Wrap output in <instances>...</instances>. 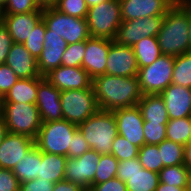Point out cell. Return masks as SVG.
Returning a JSON list of instances; mask_svg holds the SVG:
<instances>
[{
    "instance_id": "cell-1",
    "label": "cell",
    "mask_w": 191,
    "mask_h": 191,
    "mask_svg": "<svg viewBox=\"0 0 191 191\" xmlns=\"http://www.w3.org/2000/svg\"><path fill=\"white\" fill-rule=\"evenodd\" d=\"M98 109L113 111L138 105L143 94L137 76L100 75L92 83Z\"/></svg>"
},
{
    "instance_id": "cell-2",
    "label": "cell",
    "mask_w": 191,
    "mask_h": 191,
    "mask_svg": "<svg viewBox=\"0 0 191 191\" xmlns=\"http://www.w3.org/2000/svg\"><path fill=\"white\" fill-rule=\"evenodd\" d=\"M157 40L164 55L177 57L191 51L188 6L182 0L165 14Z\"/></svg>"
},
{
    "instance_id": "cell-3",
    "label": "cell",
    "mask_w": 191,
    "mask_h": 191,
    "mask_svg": "<svg viewBox=\"0 0 191 191\" xmlns=\"http://www.w3.org/2000/svg\"><path fill=\"white\" fill-rule=\"evenodd\" d=\"M90 148L100 154H111L113 140L118 135L113 111L98 109L86 121L78 125Z\"/></svg>"
},
{
    "instance_id": "cell-4",
    "label": "cell",
    "mask_w": 191,
    "mask_h": 191,
    "mask_svg": "<svg viewBox=\"0 0 191 191\" xmlns=\"http://www.w3.org/2000/svg\"><path fill=\"white\" fill-rule=\"evenodd\" d=\"M8 132L36 138L42 125L36 104L2 103L0 108Z\"/></svg>"
},
{
    "instance_id": "cell-5",
    "label": "cell",
    "mask_w": 191,
    "mask_h": 191,
    "mask_svg": "<svg viewBox=\"0 0 191 191\" xmlns=\"http://www.w3.org/2000/svg\"><path fill=\"white\" fill-rule=\"evenodd\" d=\"M86 20L91 37L114 40L122 23L119 0H106L88 8Z\"/></svg>"
},
{
    "instance_id": "cell-6",
    "label": "cell",
    "mask_w": 191,
    "mask_h": 191,
    "mask_svg": "<svg viewBox=\"0 0 191 191\" xmlns=\"http://www.w3.org/2000/svg\"><path fill=\"white\" fill-rule=\"evenodd\" d=\"M77 129L76 124L64 119L42 122L35 138V145L42 152L63 155L68 158V148L71 147V139Z\"/></svg>"
},
{
    "instance_id": "cell-7",
    "label": "cell",
    "mask_w": 191,
    "mask_h": 191,
    "mask_svg": "<svg viewBox=\"0 0 191 191\" xmlns=\"http://www.w3.org/2000/svg\"><path fill=\"white\" fill-rule=\"evenodd\" d=\"M42 18L50 33L62 37L67 44L87 40L90 37L87 20L59 12L54 7L43 8Z\"/></svg>"
},
{
    "instance_id": "cell-8",
    "label": "cell",
    "mask_w": 191,
    "mask_h": 191,
    "mask_svg": "<svg viewBox=\"0 0 191 191\" xmlns=\"http://www.w3.org/2000/svg\"><path fill=\"white\" fill-rule=\"evenodd\" d=\"M60 101L63 119L77 126L98 110L93 88L62 91Z\"/></svg>"
},
{
    "instance_id": "cell-9",
    "label": "cell",
    "mask_w": 191,
    "mask_h": 191,
    "mask_svg": "<svg viewBox=\"0 0 191 191\" xmlns=\"http://www.w3.org/2000/svg\"><path fill=\"white\" fill-rule=\"evenodd\" d=\"M175 57L162 54L151 65L138 70V80L143 95L160 94L172 83Z\"/></svg>"
},
{
    "instance_id": "cell-10",
    "label": "cell",
    "mask_w": 191,
    "mask_h": 191,
    "mask_svg": "<svg viewBox=\"0 0 191 191\" xmlns=\"http://www.w3.org/2000/svg\"><path fill=\"white\" fill-rule=\"evenodd\" d=\"M164 16H151L122 21L117 29L114 42L122 46H133L142 38L157 37Z\"/></svg>"
},
{
    "instance_id": "cell-11",
    "label": "cell",
    "mask_w": 191,
    "mask_h": 191,
    "mask_svg": "<svg viewBox=\"0 0 191 191\" xmlns=\"http://www.w3.org/2000/svg\"><path fill=\"white\" fill-rule=\"evenodd\" d=\"M100 153L90 149L78 158H67L65 164L64 180L76 183L86 191L91 188Z\"/></svg>"
},
{
    "instance_id": "cell-12",
    "label": "cell",
    "mask_w": 191,
    "mask_h": 191,
    "mask_svg": "<svg viewBox=\"0 0 191 191\" xmlns=\"http://www.w3.org/2000/svg\"><path fill=\"white\" fill-rule=\"evenodd\" d=\"M118 134L131 144L141 148L145 144L144 120L138 105L113 110Z\"/></svg>"
},
{
    "instance_id": "cell-13",
    "label": "cell",
    "mask_w": 191,
    "mask_h": 191,
    "mask_svg": "<svg viewBox=\"0 0 191 191\" xmlns=\"http://www.w3.org/2000/svg\"><path fill=\"white\" fill-rule=\"evenodd\" d=\"M61 91L46 78L38 77L36 106L42 122H52L63 119L60 101Z\"/></svg>"
},
{
    "instance_id": "cell-14",
    "label": "cell",
    "mask_w": 191,
    "mask_h": 191,
    "mask_svg": "<svg viewBox=\"0 0 191 191\" xmlns=\"http://www.w3.org/2000/svg\"><path fill=\"white\" fill-rule=\"evenodd\" d=\"M178 0H119L122 21L165 16Z\"/></svg>"
},
{
    "instance_id": "cell-15",
    "label": "cell",
    "mask_w": 191,
    "mask_h": 191,
    "mask_svg": "<svg viewBox=\"0 0 191 191\" xmlns=\"http://www.w3.org/2000/svg\"><path fill=\"white\" fill-rule=\"evenodd\" d=\"M138 65L133 48L122 46L110 40V49L107 55L106 74L113 76H137Z\"/></svg>"
},
{
    "instance_id": "cell-16",
    "label": "cell",
    "mask_w": 191,
    "mask_h": 191,
    "mask_svg": "<svg viewBox=\"0 0 191 191\" xmlns=\"http://www.w3.org/2000/svg\"><path fill=\"white\" fill-rule=\"evenodd\" d=\"M58 90H82L93 88V79L82 67L59 66L44 76Z\"/></svg>"
},
{
    "instance_id": "cell-17",
    "label": "cell",
    "mask_w": 191,
    "mask_h": 191,
    "mask_svg": "<svg viewBox=\"0 0 191 191\" xmlns=\"http://www.w3.org/2000/svg\"><path fill=\"white\" fill-rule=\"evenodd\" d=\"M109 49L110 39L90 36L86 40L85 56L81 67L92 79L106 74V63Z\"/></svg>"
},
{
    "instance_id": "cell-18",
    "label": "cell",
    "mask_w": 191,
    "mask_h": 191,
    "mask_svg": "<svg viewBox=\"0 0 191 191\" xmlns=\"http://www.w3.org/2000/svg\"><path fill=\"white\" fill-rule=\"evenodd\" d=\"M34 145V139L8 133L0 144V168L12 170Z\"/></svg>"
},
{
    "instance_id": "cell-19",
    "label": "cell",
    "mask_w": 191,
    "mask_h": 191,
    "mask_svg": "<svg viewBox=\"0 0 191 191\" xmlns=\"http://www.w3.org/2000/svg\"><path fill=\"white\" fill-rule=\"evenodd\" d=\"M44 40L43 50L37 59L38 70L43 77L51 70L61 66V58L68 45L62 37L55 33H50V29L47 26Z\"/></svg>"
},
{
    "instance_id": "cell-20",
    "label": "cell",
    "mask_w": 191,
    "mask_h": 191,
    "mask_svg": "<svg viewBox=\"0 0 191 191\" xmlns=\"http://www.w3.org/2000/svg\"><path fill=\"white\" fill-rule=\"evenodd\" d=\"M159 95L164 100L169 119L191 117V88L171 83Z\"/></svg>"
},
{
    "instance_id": "cell-21",
    "label": "cell",
    "mask_w": 191,
    "mask_h": 191,
    "mask_svg": "<svg viewBox=\"0 0 191 191\" xmlns=\"http://www.w3.org/2000/svg\"><path fill=\"white\" fill-rule=\"evenodd\" d=\"M5 64L19 79L42 77L38 70L37 59L31 55L24 44H12Z\"/></svg>"
},
{
    "instance_id": "cell-22",
    "label": "cell",
    "mask_w": 191,
    "mask_h": 191,
    "mask_svg": "<svg viewBox=\"0 0 191 191\" xmlns=\"http://www.w3.org/2000/svg\"><path fill=\"white\" fill-rule=\"evenodd\" d=\"M43 11L3 15V24L7 27L14 43L24 44L33 28L42 19Z\"/></svg>"
},
{
    "instance_id": "cell-23",
    "label": "cell",
    "mask_w": 191,
    "mask_h": 191,
    "mask_svg": "<svg viewBox=\"0 0 191 191\" xmlns=\"http://www.w3.org/2000/svg\"><path fill=\"white\" fill-rule=\"evenodd\" d=\"M144 122L166 125L169 117L163 98L157 95H143L138 102Z\"/></svg>"
},
{
    "instance_id": "cell-24",
    "label": "cell",
    "mask_w": 191,
    "mask_h": 191,
    "mask_svg": "<svg viewBox=\"0 0 191 191\" xmlns=\"http://www.w3.org/2000/svg\"><path fill=\"white\" fill-rule=\"evenodd\" d=\"M38 77L19 79L2 98V103L35 104L37 99Z\"/></svg>"
},
{
    "instance_id": "cell-25",
    "label": "cell",
    "mask_w": 191,
    "mask_h": 191,
    "mask_svg": "<svg viewBox=\"0 0 191 191\" xmlns=\"http://www.w3.org/2000/svg\"><path fill=\"white\" fill-rule=\"evenodd\" d=\"M67 157L41 151V164L37 178L56 183L64 180Z\"/></svg>"
},
{
    "instance_id": "cell-26",
    "label": "cell",
    "mask_w": 191,
    "mask_h": 191,
    "mask_svg": "<svg viewBox=\"0 0 191 191\" xmlns=\"http://www.w3.org/2000/svg\"><path fill=\"white\" fill-rule=\"evenodd\" d=\"M41 164V150L34 145L14 166L12 172L23 183L38 177Z\"/></svg>"
},
{
    "instance_id": "cell-27",
    "label": "cell",
    "mask_w": 191,
    "mask_h": 191,
    "mask_svg": "<svg viewBox=\"0 0 191 191\" xmlns=\"http://www.w3.org/2000/svg\"><path fill=\"white\" fill-rule=\"evenodd\" d=\"M132 48L139 69L151 65L162 55L157 37L142 38Z\"/></svg>"
},
{
    "instance_id": "cell-28",
    "label": "cell",
    "mask_w": 191,
    "mask_h": 191,
    "mask_svg": "<svg viewBox=\"0 0 191 191\" xmlns=\"http://www.w3.org/2000/svg\"><path fill=\"white\" fill-rule=\"evenodd\" d=\"M159 173L142 168L125 182L127 191H155L159 185Z\"/></svg>"
},
{
    "instance_id": "cell-29",
    "label": "cell",
    "mask_w": 191,
    "mask_h": 191,
    "mask_svg": "<svg viewBox=\"0 0 191 191\" xmlns=\"http://www.w3.org/2000/svg\"><path fill=\"white\" fill-rule=\"evenodd\" d=\"M159 180L176 187H191V170L185 164L163 167L159 172Z\"/></svg>"
},
{
    "instance_id": "cell-30",
    "label": "cell",
    "mask_w": 191,
    "mask_h": 191,
    "mask_svg": "<svg viewBox=\"0 0 191 191\" xmlns=\"http://www.w3.org/2000/svg\"><path fill=\"white\" fill-rule=\"evenodd\" d=\"M166 139L186 146L191 142V117L169 119L166 124Z\"/></svg>"
},
{
    "instance_id": "cell-31",
    "label": "cell",
    "mask_w": 191,
    "mask_h": 191,
    "mask_svg": "<svg viewBox=\"0 0 191 191\" xmlns=\"http://www.w3.org/2000/svg\"><path fill=\"white\" fill-rule=\"evenodd\" d=\"M172 84L191 88V51L175 57Z\"/></svg>"
},
{
    "instance_id": "cell-32",
    "label": "cell",
    "mask_w": 191,
    "mask_h": 191,
    "mask_svg": "<svg viewBox=\"0 0 191 191\" xmlns=\"http://www.w3.org/2000/svg\"><path fill=\"white\" fill-rule=\"evenodd\" d=\"M163 166H175L184 164V146L165 139L158 145Z\"/></svg>"
},
{
    "instance_id": "cell-33",
    "label": "cell",
    "mask_w": 191,
    "mask_h": 191,
    "mask_svg": "<svg viewBox=\"0 0 191 191\" xmlns=\"http://www.w3.org/2000/svg\"><path fill=\"white\" fill-rule=\"evenodd\" d=\"M118 163V159L112 154H100V161L92 185L116 178Z\"/></svg>"
},
{
    "instance_id": "cell-34",
    "label": "cell",
    "mask_w": 191,
    "mask_h": 191,
    "mask_svg": "<svg viewBox=\"0 0 191 191\" xmlns=\"http://www.w3.org/2000/svg\"><path fill=\"white\" fill-rule=\"evenodd\" d=\"M138 158L143 168L159 173L164 167L157 145L144 144L139 148Z\"/></svg>"
},
{
    "instance_id": "cell-35",
    "label": "cell",
    "mask_w": 191,
    "mask_h": 191,
    "mask_svg": "<svg viewBox=\"0 0 191 191\" xmlns=\"http://www.w3.org/2000/svg\"><path fill=\"white\" fill-rule=\"evenodd\" d=\"M46 32V23L43 18L33 28L29 38L24 43L25 48L31 53V55L38 59L43 50L44 35Z\"/></svg>"
},
{
    "instance_id": "cell-36",
    "label": "cell",
    "mask_w": 191,
    "mask_h": 191,
    "mask_svg": "<svg viewBox=\"0 0 191 191\" xmlns=\"http://www.w3.org/2000/svg\"><path fill=\"white\" fill-rule=\"evenodd\" d=\"M86 40L68 44L61 58V65L67 67H81L85 56Z\"/></svg>"
},
{
    "instance_id": "cell-37",
    "label": "cell",
    "mask_w": 191,
    "mask_h": 191,
    "mask_svg": "<svg viewBox=\"0 0 191 191\" xmlns=\"http://www.w3.org/2000/svg\"><path fill=\"white\" fill-rule=\"evenodd\" d=\"M111 154L115 156L118 161L129 160L138 157L139 147L131 144L123 136L117 135L113 140Z\"/></svg>"
},
{
    "instance_id": "cell-38",
    "label": "cell",
    "mask_w": 191,
    "mask_h": 191,
    "mask_svg": "<svg viewBox=\"0 0 191 191\" xmlns=\"http://www.w3.org/2000/svg\"><path fill=\"white\" fill-rule=\"evenodd\" d=\"M53 7L63 14L77 18L86 19L88 13L85 0H57Z\"/></svg>"
},
{
    "instance_id": "cell-39",
    "label": "cell",
    "mask_w": 191,
    "mask_h": 191,
    "mask_svg": "<svg viewBox=\"0 0 191 191\" xmlns=\"http://www.w3.org/2000/svg\"><path fill=\"white\" fill-rule=\"evenodd\" d=\"M34 11H43L35 0H8L3 15H15Z\"/></svg>"
},
{
    "instance_id": "cell-40",
    "label": "cell",
    "mask_w": 191,
    "mask_h": 191,
    "mask_svg": "<svg viewBox=\"0 0 191 191\" xmlns=\"http://www.w3.org/2000/svg\"><path fill=\"white\" fill-rule=\"evenodd\" d=\"M145 144L158 145L166 139V125L144 122Z\"/></svg>"
},
{
    "instance_id": "cell-41",
    "label": "cell",
    "mask_w": 191,
    "mask_h": 191,
    "mask_svg": "<svg viewBox=\"0 0 191 191\" xmlns=\"http://www.w3.org/2000/svg\"><path fill=\"white\" fill-rule=\"evenodd\" d=\"M19 80L16 74L7 64L0 65V97L3 98L7 92Z\"/></svg>"
},
{
    "instance_id": "cell-42",
    "label": "cell",
    "mask_w": 191,
    "mask_h": 191,
    "mask_svg": "<svg viewBox=\"0 0 191 191\" xmlns=\"http://www.w3.org/2000/svg\"><path fill=\"white\" fill-rule=\"evenodd\" d=\"M142 168L143 166L140 164L138 157L119 161L116 178L121 179L125 183L132 174Z\"/></svg>"
},
{
    "instance_id": "cell-43",
    "label": "cell",
    "mask_w": 191,
    "mask_h": 191,
    "mask_svg": "<svg viewBox=\"0 0 191 191\" xmlns=\"http://www.w3.org/2000/svg\"><path fill=\"white\" fill-rule=\"evenodd\" d=\"M90 149L89 144L78 128L71 139V147L68 148V158H78Z\"/></svg>"
},
{
    "instance_id": "cell-44",
    "label": "cell",
    "mask_w": 191,
    "mask_h": 191,
    "mask_svg": "<svg viewBox=\"0 0 191 191\" xmlns=\"http://www.w3.org/2000/svg\"><path fill=\"white\" fill-rule=\"evenodd\" d=\"M20 183L12 170L0 168V191H19Z\"/></svg>"
},
{
    "instance_id": "cell-45",
    "label": "cell",
    "mask_w": 191,
    "mask_h": 191,
    "mask_svg": "<svg viewBox=\"0 0 191 191\" xmlns=\"http://www.w3.org/2000/svg\"><path fill=\"white\" fill-rule=\"evenodd\" d=\"M13 43L7 27L2 23L0 25V65L6 63L7 56Z\"/></svg>"
},
{
    "instance_id": "cell-46",
    "label": "cell",
    "mask_w": 191,
    "mask_h": 191,
    "mask_svg": "<svg viewBox=\"0 0 191 191\" xmlns=\"http://www.w3.org/2000/svg\"><path fill=\"white\" fill-rule=\"evenodd\" d=\"M54 183L43 178H36L27 182L20 183L19 191H53Z\"/></svg>"
},
{
    "instance_id": "cell-47",
    "label": "cell",
    "mask_w": 191,
    "mask_h": 191,
    "mask_svg": "<svg viewBox=\"0 0 191 191\" xmlns=\"http://www.w3.org/2000/svg\"><path fill=\"white\" fill-rule=\"evenodd\" d=\"M88 191H127V188L121 179L113 178L100 184L91 185Z\"/></svg>"
},
{
    "instance_id": "cell-48",
    "label": "cell",
    "mask_w": 191,
    "mask_h": 191,
    "mask_svg": "<svg viewBox=\"0 0 191 191\" xmlns=\"http://www.w3.org/2000/svg\"><path fill=\"white\" fill-rule=\"evenodd\" d=\"M53 191H86L84 188L76 183L63 180L54 183Z\"/></svg>"
},
{
    "instance_id": "cell-49",
    "label": "cell",
    "mask_w": 191,
    "mask_h": 191,
    "mask_svg": "<svg viewBox=\"0 0 191 191\" xmlns=\"http://www.w3.org/2000/svg\"><path fill=\"white\" fill-rule=\"evenodd\" d=\"M190 190L191 187H176L175 185H168L160 182L155 191H190Z\"/></svg>"
},
{
    "instance_id": "cell-50",
    "label": "cell",
    "mask_w": 191,
    "mask_h": 191,
    "mask_svg": "<svg viewBox=\"0 0 191 191\" xmlns=\"http://www.w3.org/2000/svg\"><path fill=\"white\" fill-rule=\"evenodd\" d=\"M184 164L191 170V142L184 146Z\"/></svg>"
},
{
    "instance_id": "cell-51",
    "label": "cell",
    "mask_w": 191,
    "mask_h": 191,
    "mask_svg": "<svg viewBox=\"0 0 191 191\" xmlns=\"http://www.w3.org/2000/svg\"><path fill=\"white\" fill-rule=\"evenodd\" d=\"M8 129L7 126L5 124V121L2 117V115L0 114V144L2 143L3 139L6 137V135L8 134Z\"/></svg>"
},
{
    "instance_id": "cell-52",
    "label": "cell",
    "mask_w": 191,
    "mask_h": 191,
    "mask_svg": "<svg viewBox=\"0 0 191 191\" xmlns=\"http://www.w3.org/2000/svg\"><path fill=\"white\" fill-rule=\"evenodd\" d=\"M41 8L53 7L57 0H35Z\"/></svg>"
},
{
    "instance_id": "cell-53",
    "label": "cell",
    "mask_w": 191,
    "mask_h": 191,
    "mask_svg": "<svg viewBox=\"0 0 191 191\" xmlns=\"http://www.w3.org/2000/svg\"><path fill=\"white\" fill-rule=\"evenodd\" d=\"M106 0H85L86 2V5L88 6V8L94 6V5H98L100 4L101 2H104Z\"/></svg>"
},
{
    "instance_id": "cell-54",
    "label": "cell",
    "mask_w": 191,
    "mask_h": 191,
    "mask_svg": "<svg viewBox=\"0 0 191 191\" xmlns=\"http://www.w3.org/2000/svg\"><path fill=\"white\" fill-rule=\"evenodd\" d=\"M188 17H189V37H190V43H191V8L188 7Z\"/></svg>"
},
{
    "instance_id": "cell-55",
    "label": "cell",
    "mask_w": 191,
    "mask_h": 191,
    "mask_svg": "<svg viewBox=\"0 0 191 191\" xmlns=\"http://www.w3.org/2000/svg\"><path fill=\"white\" fill-rule=\"evenodd\" d=\"M8 0H0V8L4 9Z\"/></svg>"
},
{
    "instance_id": "cell-56",
    "label": "cell",
    "mask_w": 191,
    "mask_h": 191,
    "mask_svg": "<svg viewBox=\"0 0 191 191\" xmlns=\"http://www.w3.org/2000/svg\"><path fill=\"white\" fill-rule=\"evenodd\" d=\"M3 23V9L0 8V25Z\"/></svg>"
},
{
    "instance_id": "cell-57",
    "label": "cell",
    "mask_w": 191,
    "mask_h": 191,
    "mask_svg": "<svg viewBox=\"0 0 191 191\" xmlns=\"http://www.w3.org/2000/svg\"><path fill=\"white\" fill-rule=\"evenodd\" d=\"M188 7L191 8V0H182Z\"/></svg>"
},
{
    "instance_id": "cell-58",
    "label": "cell",
    "mask_w": 191,
    "mask_h": 191,
    "mask_svg": "<svg viewBox=\"0 0 191 191\" xmlns=\"http://www.w3.org/2000/svg\"><path fill=\"white\" fill-rule=\"evenodd\" d=\"M1 104H2V98L0 97V108H1Z\"/></svg>"
}]
</instances>
